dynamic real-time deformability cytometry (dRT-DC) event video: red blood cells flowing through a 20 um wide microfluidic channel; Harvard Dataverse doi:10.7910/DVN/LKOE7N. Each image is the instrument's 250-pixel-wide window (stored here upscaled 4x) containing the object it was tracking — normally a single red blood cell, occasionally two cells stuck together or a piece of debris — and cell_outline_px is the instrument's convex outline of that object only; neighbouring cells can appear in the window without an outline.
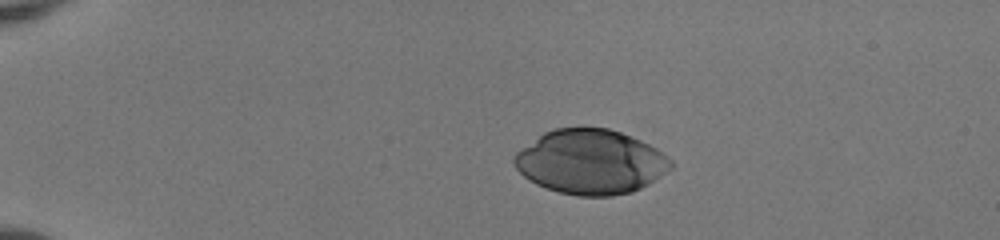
{"species": "human", "species_latin": "Homo sapiens", "temperature_condition": "room temperature", "stored_images_in_passage": 36, "camera_frame_rate_fps": 3000, "um_per_image_px": 0.085, "donor": {"sex": "female"}, "frame": {"image": 1, "passage_image": 1, "time_ms": 0.0, "image_size_px": [1000, 240], "cell_outline_px": [[676, 164], [672, 168], [648, 184], [632, 192], [612, 196], [576, 196], [560, 192], [536, 184], [528, 180], [512, 164], [512, 156], [516, 152], [544, 132], [556, 128], [580, 124], [608, 128], [620, 132], [640, 140], [656, 148], [668, 156]], "centroid_in_image_um": [50.19, 13.73], "position_along_channel_um": 34.8, "area_um2": 59.71}}